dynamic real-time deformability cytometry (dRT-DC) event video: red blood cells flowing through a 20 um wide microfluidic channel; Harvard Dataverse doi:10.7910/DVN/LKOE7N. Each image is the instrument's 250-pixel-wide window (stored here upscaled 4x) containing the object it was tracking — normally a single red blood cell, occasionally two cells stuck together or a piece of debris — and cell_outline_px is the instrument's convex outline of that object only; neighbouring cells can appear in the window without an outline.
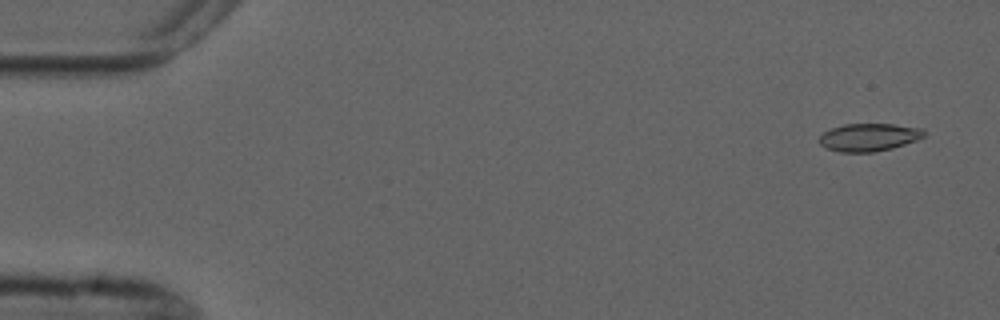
{"species": "common noctule bat (a hibernating species)", "species_latin": "Nyctalus noctula", "temperature_condition": "cold", "stored_images_in_passage": 4, "camera_frame_rate_fps": 3000, "um_per_image_px": 0.085, "animal": {"sex": "male", "forearm_length_mm": 52.5}, "frame": {"image": 1, "passage_image": 1, "time_ms": 0.0, "image_size_px": [1000, 320], "cell_outline_px": [[928, 132], [924, 136], [916, 140], [892, 148], [872, 152], [840, 152], [824, 148], [820, 144], [820, 136], [824, 132], [832, 128], [844, 124], [892, 124], [924, 128]], "centroid_in_image_um": [73.88, 11.66], "position_along_channel_um": 11.1, "area_um2": 16.99}}
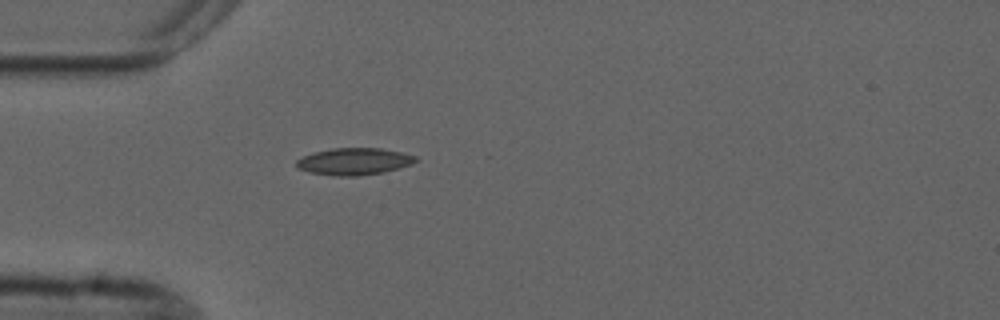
{"frame": {"image": 2, "passage_image": 4, "time_ms": 4.333, "image_size_px": [1000, 320], "cell_outline_px": [[420, 160], [412, 164], [384, 172], [356, 176], [336, 176], [312, 172], [296, 168], [296, 160], [312, 152], [332, 148], [380, 148], [400, 152], [416, 156]], "centroid_in_image_um": [30.11, 13.72], "position_along_channel_um": 54.9, "area_um2": 18.73}}